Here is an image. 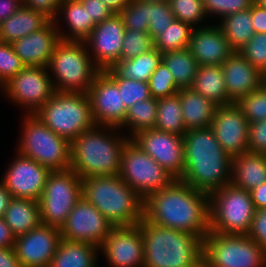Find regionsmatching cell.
I'll use <instances>...</instances> for the list:
<instances>
[{
    "instance_id": "ba28073f",
    "label": "cell",
    "mask_w": 266,
    "mask_h": 267,
    "mask_svg": "<svg viewBox=\"0 0 266 267\" xmlns=\"http://www.w3.org/2000/svg\"><path fill=\"white\" fill-rule=\"evenodd\" d=\"M210 197V232L247 235L256 212L251 193L227 184Z\"/></svg>"
},
{
    "instance_id": "484cf974",
    "label": "cell",
    "mask_w": 266,
    "mask_h": 267,
    "mask_svg": "<svg viewBox=\"0 0 266 267\" xmlns=\"http://www.w3.org/2000/svg\"><path fill=\"white\" fill-rule=\"evenodd\" d=\"M178 94L186 131L209 128L218 105L204 98L191 87L181 88Z\"/></svg>"
},
{
    "instance_id": "f1b7e54d",
    "label": "cell",
    "mask_w": 266,
    "mask_h": 267,
    "mask_svg": "<svg viewBox=\"0 0 266 267\" xmlns=\"http://www.w3.org/2000/svg\"><path fill=\"white\" fill-rule=\"evenodd\" d=\"M3 217L15 237L24 235L41 224L39 201L12 197Z\"/></svg>"
},
{
    "instance_id": "60d3db41",
    "label": "cell",
    "mask_w": 266,
    "mask_h": 267,
    "mask_svg": "<svg viewBox=\"0 0 266 267\" xmlns=\"http://www.w3.org/2000/svg\"><path fill=\"white\" fill-rule=\"evenodd\" d=\"M148 85L151 97L155 99L174 95L181 89L175 83L172 73L162 61L149 78Z\"/></svg>"
},
{
    "instance_id": "f907efd6",
    "label": "cell",
    "mask_w": 266,
    "mask_h": 267,
    "mask_svg": "<svg viewBox=\"0 0 266 267\" xmlns=\"http://www.w3.org/2000/svg\"><path fill=\"white\" fill-rule=\"evenodd\" d=\"M85 10L89 13L91 18L96 24L111 17L114 12L106 6L101 0H80Z\"/></svg>"
},
{
    "instance_id": "83f0119b",
    "label": "cell",
    "mask_w": 266,
    "mask_h": 267,
    "mask_svg": "<svg viewBox=\"0 0 266 267\" xmlns=\"http://www.w3.org/2000/svg\"><path fill=\"white\" fill-rule=\"evenodd\" d=\"M162 61V54L155 47L137 57L117 61L104 70L111 78L133 79L148 83L149 78Z\"/></svg>"
},
{
    "instance_id": "44dd1931",
    "label": "cell",
    "mask_w": 266,
    "mask_h": 267,
    "mask_svg": "<svg viewBox=\"0 0 266 267\" xmlns=\"http://www.w3.org/2000/svg\"><path fill=\"white\" fill-rule=\"evenodd\" d=\"M125 26L119 13L96 24L90 36L84 41L92 46L95 66L101 71L111 68L120 61Z\"/></svg>"
},
{
    "instance_id": "f35d334b",
    "label": "cell",
    "mask_w": 266,
    "mask_h": 267,
    "mask_svg": "<svg viewBox=\"0 0 266 267\" xmlns=\"http://www.w3.org/2000/svg\"><path fill=\"white\" fill-rule=\"evenodd\" d=\"M154 48V39L148 32L125 29L120 60H128Z\"/></svg>"
},
{
    "instance_id": "603a6c76",
    "label": "cell",
    "mask_w": 266,
    "mask_h": 267,
    "mask_svg": "<svg viewBox=\"0 0 266 267\" xmlns=\"http://www.w3.org/2000/svg\"><path fill=\"white\" fill-rule=\"evenodd\" d=\"M228 98L235 103L264 83V74L253 67L238 51L221 65Z\"/></svg>"
},
{
    "instance_id": "7c38bea8",
    "label": "cell",
    "mask_w": 266,
    "mask_h": 267,
    "mask_svg": "<svg viewBox=\"0 0 266 267\" xmlns=\"http://www.w3.org/2000/svg\"><path fill=\"white\" fill-rule=\"evenodd\" d=\"M119 176L144 200L176 179L131 139L122 151Z\"/></svg>"
},
{
    "instance_id": "5bb4252c",
    "label": "cell",
    "mask_w": 266,
    "mask_h": 267,
    "mask_svg": "<svg viewBox=\"0 0 266 267\" xmlns=\"http://www.w3.org/2000/svg\"><path fill=\"white\" fill-rule=\"evenodd\" d=\"M114 226L83 197L75 204L60 228L61 238L86 242L98 247L105 241Z\"/></svg>"
},
{
    "instance_id": "7a4b0ae2",
    "label": "cell",
    "mask_w": 266,
    "mask_h": 267,
    "mask_svg": "<svg viewBox=\"0 0 266 267\" xmlns=\"http://www.w3.org/2000/svg\"><path fill=\"white\" fill-rule=\"evenodd\" d=\"M183 141L185 169L180 180L208 194L231 183L232 156L210 127L186 131Z\"/></svg>"
},
{
    "instance_id": "d4e9b609",
    "label": "cell",
    "mask_w": 266,
    "mask_h": 267,
    "mask_svg": "<svg viewBox=\"0 0 266 267\" xmlns=\"http://www.w3.org/2000/svg\"><path fill=\"white\" fill-rule=\"evenodd\" d=\"M231 184L251 191L266 182V154L246 152L232 157Z\"/></svg>"
},
{
    "instance_id": "f5cc1de1",
    "label": "cell",
    "mask_w": 266,
    "mask_h": 267,
    "mask_svg": "<svg viewBox=\"0 0 266 267\" xmlns=\"http://www.w3.org/2000/svg\"><path fill=\"white\" fill-rule=\"evenodd\" d=\"M252 25L255 33H266V8L256 3L251 6Z\"/></svg>"
},
{
    "instance_id": "8fae6325",
    "label": "cell",
    "mask_w": 266,
    "mask_h": 267,
    "mask_svg": "<svg viewBox=\"0 0 266 267\" xmlns=\"http://www.w3.org/2000/svg\"><path fill=\"white\" fill-rule=\"evenodd\" d=\"M81 198L82 179L75 171H51L39 199L41 223L60 229Z\"/></svg>"
},
{
    "instance_id": "4316f807",
    "label": "cell",
    "mask_w": 266,
    "mask_h": 267,
    "mask_svg": "<svg viewBox=\"0 0 266 267\" xmlns=\"http://www.w3.org/2000/svg\"><path fill=\"white\" fill-rule=\"evenodd\" d=\"M52 19L45 13L22 6L0 24V41L13 43L45 27Z\"/></svg>"
},
{
    "instance_id": "2e32d148",
    "label": "cell",
    "mask_w": 266,
    "mask_h": 267,
    "mask_svg": "<svg viewBox=\"0 0 266 267\" xmlns=\"http://www.w3.org/2000/svg\"><path fill=\"white\" fill-rule=\"evenodd\" d=\"M47 67L25 66L1 87L16 103L32 109L35 114L52 96L54 88Z\"/></svg>"
},
{
    "instance_id": "4fadbf2b",
    "label": "cell",
    "mask_w": 266,
    "mask_h": 267,
    "mask_svg": "<svg viewBox=\"0 0 266 267\" xmlns=\"http://www.w3.org/2000/svg\"><path fill=\"white\" fill-rule=\"evenodd\" d=\"M131 139L176 179L182 177L185 169L183 136L147 129L139 131Z\"/></svg>"
},
{
    "instance_id": "74e56055",
    "label": "cell",
    "mask_w": 266,
    "mask_h": 267,
    "mask_svg": "<svg viewBox=\"0 0 266 267\" xmlns=\"http://www.w3.org/2000/svg\"><path fill=\"white\" fill-rule=\"evenodd\" d=\"M235 105L244 114L249 124L266 120V86L263 83L258 89L239 98Z\"/></svg>"
},
{
    "instance_id": "52a82bcc",
    "label": "cell",
    "mask_w": 266,
    "mask_h": 267,
    "mask_svg": "<svg viewBox=\"0 0 266 267\" xmlns=\"http://www.w3.org/2000/svg\"><path fill=\"white\" fill-rule=\"evenodd\" d=\"M83 41L60 40L52 53L47 68H52L58 83L54 91L88 93L95 76L101 71L93 64ZM94 65V66H93ZM58 85V86H57Z\"/></svg>"
},
{
    "instance_id": "6125c7cd",
    "label": "cell",
    "mask_w": 266,
    "mask_h": 267,
    "mask_svg": "<svg viewBox=\"0 0 266 267\" xmlns=\"http://www.w3.org/2000/svg\"><path fill=\"white\" fill-rule=\"evenodd\" d=\"M141 1H147V2H169V0H141Z\"/></svg>"
},
{
    "instance_id": "f546056e",
    "label": "cell",
    "mask_w": 266,
    "mask_h": 267,
    "mask_svg": "<svg viewBox=\"0 0 266 267\" xmlns=\"http://www.w3.org/2000/svg\"><path fill=\"white\" fill-rule=\"evenodd\" d=\"M191 88L218 106L233 104L226 92L221 65L199 66Z\"/></svg>"
},
{
    "instance_id": "d6a6232c",
    "label": "cell",
    "mask_w": 266,
    "mask_h": 267,
    "mask_svg": "<svg viewBox=\"0 0 266 267\" xmlns=\"http://www.w3.org/2000/svg\"><path fill=\"white\" fill-rule=\"evenodd\" d=\"M219 27L230 47L239 51L255 34L251 8L226 15Z\"/></svg>"
},
{
    "instance_id": "9a60e30c",
    "label": "cell",
    "mask_w": 266,
    "mask_h": 267,
    "mask_svg": "<svg viewBox=\"0 0 266 267\" xmlns=\"http://www.w3.org/2000/svg\"><path fill=\"white\" fill-rule=\"evenodd\" d=\"M91 113L95 125L112 128L124 126L127 108L122 101L118 84L105 72L100 71L88 90Z\"/></svg>"
},
{
    "instance_id": "e575fe53",
    "label": "cell",
    "mask_w": 266,
    "mask_h": 267,
    "mask_svg": "<svg viewBox=\"0 0 266 267\" xmlns=\"http://www.w3.org/2000/svg\"><path fill=\"white\" fill-rule=\"evenodd\" d=\"M154 129L184 136L186 128L178 93L158 99L157 119Z\"/></svg>"
},
{
    "instance_id": "1f68e13d",
    "label": "cell",
    "mask_w": 266,
    "mask_h": 267,
    "mask_svg": "<svg viewBox=\"0 0 266 267\" xmlns=\"http://www.w3.org/2000/svg\"><path fill=\"white\" fill-rule=\"evenodd\" d=\"M64 8V9H62ZM62 10L66 15L67 24L71 28V35L59 34L61 40L65 41H85L96 23L89 18V13L83 7L80 0H61L58 11Z\"/></svg>"
},
{
    "instance_id": "4dcf8cb0",
    "label": "cell",
    "mask_w": 266,
    "mask_h": 267,
    "mask_svg": "<svg viewBox=\"0 0 266 267\" xmlns=\"http://www.w3.org/2000/svg\"><path fill=\"white\" fill-rule=\"evenodd\" d=\"M99 248L90 243L61 238L49 267H95V254Z\"/></svg>"
},
{
    "instance_id": "ffe728a7",
    "label": "cell",
    "mask_w": 266,
    "mask_h": 267,
    "mask_svg": "<svg viewBox=\"0 0 266 267\" xmlns=\"http://www.w3.org/2000/svg\"><path fill=\"white\" fill-rule=\"evenodd\" d=\"M101 247L113 267H144V242L140 223L114 227Z\"/></svg>"
},
{
    "instance_id": "11a10c76",
    "label": "cell",
    "mask_w": 266,
    "mask_h": 267,
    "mask_svg": "<svg viewBox=\"0 0 266 267\" xmlns=\"http://www.w3.org/2000/svg\"><path fill=\"white\" fill-rule=\"evenodd\" d=\"M16 237L6 224L4 217H0V247L14 248Z\"/></svg>"
},
{
    "instance_id": "d590c367",
    "label": "cell",
    "mask_w": 266,
    "mask_h": 267,
    "mask_svg": "<svg viewBox=\"0 0 266 267\" xmlns=\"http://www.w3.org/2000/svg\"><path fill=\"white\" fill-rule=\"evenodd\" d=\"M192 30L189 23L174 19L154 40V47L161 54L189 48Z\"/></svg>"
},
{
    "instance_id": "e0dca14e",
    "label": "cell",
    "mask_w": 266,
    "mask_h": 267,
    "mask_svg": "<svg viewBox=\"0 0 266 267\" xmlns=\"http://www.w3.org/2000/svg\"><path fill=\"white\" fill-rule=\"evenodd\" d=\"M60 240L59 228L41 223L16 237L14 249L22 267H49Z\"/></svg>"
},
{
    "instance_id": "c3c4849f",
    "label": "cell",
    "mask_w": 266,
    "mask_h": 267,
    "mask_svg": "<svg viewBox=\"0 0 266 267\" xmlns=\"http://www.w3.org/2000/svg\"><path fill=\"white\" fill-rule=\"evenodd\" d=\"M247 136L248 152L266 154V120L251 123Z\"/></svg>"
},
{
    "instance_id": "be15d7a7",
    "label": "cell",
    "mask_w": 266,
    "mask_h": 267,
    "mask_svg": "<svg viewBox=\"0 0 266 267\" xmlns=\"http://www.w3.org/2000/svg\"><path fill=\"white\" fill-rule=\"evenodd\" d=\"M264 84H265V86H266V76H264Z\"/></svg>"
},
{
    "instance_id": "cb8c5ba5",
    "label": "cell",
    "mask_w": 266,
    "mask_h": 267,
    "mask_svg": "<svg viewBox=\"0 0 266 267\" xmlns=\"http://www.w3.org/2000/svg\"><path fill=\"white\" fill-rule=\"evenodd\" d=\"M188 49L199 66L222 65L234 52L219 26L193 28Z\"/></svg>"
},
{
    "instance_id": "f6af8a7d",
    "label": "cell",
    "mask_w": 266,
    "mask_h": 267,
    "mask_svg": "<svg viewBox=\"0 0 266 267\" xmlns=\"http://www.w3.org/2000/svg\"><path fill=\"white\" fill-rule=\"evenodd\" d=\"M148 33L155 40L175 19L169 2H149Z\"/></svg>"
},
{
    "instance_id": "30bf717a",
    "label": "cell",
    "mask_w": 266,
    "mask_h": 267,
    "mask_svg": "<svg viewBox=\"0 0 266 267\" xmlns=\"http://www.w3.org/2000/svg\"><path fill=\"white\" fill-rule=\"evenodd\" d=\"M202 262L203 267H264L266 251L248 235L209 232Z\"/></svg>"
},
{
    "instance_id": "7bdbcfd3",
    "label": "cell",
    "mask_w": 266,
    "mask_h": 267,
    "mask_svg": "<svg viewBox=\"0 0 266 267\" xmlns=\"http://www.w3.org/2000/svg\"><path fill=\"white\" fill-rule=\"evenodd\" d=\"M169 4L175 19L191 26L206 16L203 0H169Z\"/></svg>"
},
{
    "instance_id": "681fc988",
    "label": "cell",
    "mask_w": 266,
    "mask_h": 267,
    "mask_svg": "<svg viewBox=\"0 0 266 267\" xmlns=\"http://www.w3.org/2000/svg\"><path fill=\"white\" fill-rule=\"evenodd\" d=\"M247 235L266 251V209L256 210Z\"/></svg>"
},
{
    "instance_id": "8d00e7d4",
    "label": "cell",
    "mask_w": 266,
    "mask_h": 267,
    "mask_svg": "<svg viewBox=\"0 0 266 267\" xmlns=\"http://www.w3.org/2000/svg\"><path fill=\"white\" fill-rule=\"evenodd\" d=\"M158 99L153 97L134 103L127 108L124 126L129 125L133 135L142 130L154 129L157 119Z\"/></svg>"
},
{
    "instance_id": "6da1fadb",
    "label": "cell",
    "mask_w": 266,
    "mask_h": 267,
    "mask_svg": "<svg viewBox=\"0 0 266 267\" xmlns=\"http://www.w3.org/2000/svg\"><path fill=\"white\" fill-rule=\"evenodd\" d=\"M144 218L154 224L196 234L202 241L210 232V197L175 179L144 200Z\"/></svg>"
},
{
    "instance_id": "7402d4cb",
    "label": "cell",
    "mask_w": 266,
    "mask_h": 267,
    "mask_svg": "<svg viewBox=\"0 0 266 267\" xmlns=\"http://www.w3.org/2000/svg\"><path fill=\"white\" fill-rule=\"evenodd\" d=\"M55 20L42 29L14 41L12 46L25 66L47 67L56 44L61 40Z\"/></svg>"
},
{
    "instance_id": "ab89813d",
    "label": "cell",
    "mask_w": 266,
    "mask_h": 267,
    "mask_svg": "<svg viewBox=\"0 0 266 267\" xmlns=\"http://www.w3.org/2000/svg\"><path fill=\"white\" fill-rule=\"evenodd\" d=\"M125 29L148 32L149 29V2L130 0L128 5L119 12Z\"/></svg>"
},
{
    "instance_id": "5b68a950",
    "label": "cell",
    "mask_w": 266,
    "mask_h": 267,
    "mask_svg": "<svg viewBox=\"0 0 266 267\" xmlns=\"http://www.w3.org/2000/svg\"><path fill=\"white\" fill-rule=\"evenodd\" d=\"M98 126L80 134L71 142V165L81 179L119 175L121 155L130 138H113L97 131Z\"/></svg>"
},
{
    "instance_id": "b9f144b4",
    "label": "cell",
    "mask_w": 266,
    "mask_h": 267,
    "mask_svg": "<svg viewBox=\"0 0 266 267\" xmlns=\"http://www.w3.org/2000/svg\"><path fill=\"white\" fill-rule=\"evenodd\" d=\"M253 67L266 73V33L254 36L238 51Z\"/></svg>"
},
{
    "instance_id": "816d5d0a",
    "label": "cell",
    "mask_w": 266,
    "mask_h": 267,
    "mask_svg": "<svg viewBox=\"0 0 266 267\" xmlns=\"http://www.w3.org/2000/svg\"><path fill=\"white\" fill-rule=\"evenodd\" d=\"M60 2L61 0H22L23 6L43 12L52 20L57 18Z\"/></svg>"
},
{
    "instance_id": "9c48e42d",
    "label": "cell",
    "mask_w": 266,
    "mask_h": 267,
    "mask_svg": "<svg viewBox=\"0 0 266 267\" xmlns=\"http://www.w3.org/2000/svg\"><path fill=\"white\" fill-rule=\"evenodd\" d=\"M19 151L50 171H62L71 165V142L55 134L36 115L28 114Z\"/></svg>"
},
{
    "instance_id": "8992f818",
    "label": "cell",
    "mask_w": 266,
    "mask_h": 267,
    "mask_svg": "<svg viewBox=\"0 0 266 267\" xmlns=\"http://www.w3.org/2000/svg\"><path fill=\"white\" fill-rule=\"evenodd\" d=\"M34 115L70 142L95 126L87 93L54 91Z\"/></svg>"
},
{
    "instance_id": "ac0fdd59",
    "label": "cell",
    "mask_w": 266,
    "mask_h": 267,
    "mask_svg": "<svg viewBox=\"0 0 266 267\" xmlns=\"http://www.w3.org/2000/svg\"><path fill=\"white\" fill-rule=\"evenodd\" d=\"M50 172L48 168L35 160L19 153L1 183L14 198L39 201Z\"/></svg>"
},
{
    "instance_id": "836d02e7",
    "label": "cell",
    "mask_w": 266,
    "mask_h": 267,
    "mask_svg": "<svg viewBox=\"0 0 266 267\" xmlns=\"http://www.w3.org/2000/svg\"><path fill=\"white\" fill-rule=\"evenodd\" d=\"M162 62L180 88H189L193 85L199 65L188 48L162 54Z\"/></svg>"
},
{
    "instance_id": "bcb514c9",
    "label": "cell",
    "mask_w": 266,
    "mask_h": 267,
    "mask_svg": "<svg viewBox=\"0 0 266 267\" xmlns=\"http://www.w3.org/2000/svg\"><path fill=\"white\" fill-rule=\"evenodd\" d=\"M25 65L15 53L12 43L0 41V86L6 84Z\"/></svg>"
},
{
    "instance_id": "3957f363",
    "label": "cell",
    "mask_w": 266,
    "mask_h": 267,
    "mask_svg": "<svg viewBox=\"0 0 266 267\" xmlns=\"http://www.w3.org/2000/svg\"><path fill=\"white\" fill-rule=\"evenodd\" d=\"M144 267H203V241L193 233L140 222Z\"/></svg>"
},
{
    "instance_id": "277c9868",
    "label": "cell",
    "mask_w": 266,
    "mask_h": 267,
    "mask_svg": "<svg viewBox=\"0 0 266 267\" xmlns=\"http://www.w3.org/2000/svg\"><path fill=\"white\" fill-rule=\"evenodd\" d=\"M82 197L114 227L138 225L144 218V199L119 175L82 179Z\"/></svg>"
},
{
    "instance_id": "db71d44e",
    "label": "cell",
    "mask_w": 266,
    "mask_h": 267,
    "mask_svg": "<svg viewBox=\"0 0 266 267\" xmlns=\"http://www.w3.org/2000/svg\"><path fill=\"white\" fill-rule=\"evenodd\" d=\"M22 6V0H0V24Z\"/></svg>"
},
{
    "instance_id": "91938a15",
    "label": "cell",
    "mask_w": 266,
    "mask_h": 267,
    "mask_svg": "<svg viewBox=\"0 0 266 267\" xmlns=\"http://www.w3.org/2000/svg\"><path fill=\"white\" fill-rule=\"evenodd\" d=\"M114 13L122 11L130 2V0H101Z\"/></svg>"
},
{
    "instance_id": "94428289",
    "label": "cell",
    "mask_w": 266,
    "mask_h": 267,
    "mask_svg": "<svg viewBox=\"0 0 266 267\" xmlns=\"http://www.w3.org/2000/svg\"><path fill=\"white\" fill-rule=\"evenodd\" d=\"M254 3L259 5L260 7L266 8V0H254Z\"/></svg>"
},
{
    "instance_id": "680465c9",
    "label": "cell",
    "mask_w": 266,
    "mask_h": 267,
    "mask_svg": "<svg viewBox=\"0 0 266 267\" xmlns=\"http://www.w3.org/2000/svg\"><path fill=\"white\" fill-rule=\"evenodd\" d=\"M12 198L9 190L0 182V217H3Z\"/></svg>"
},
{
    "instance_id": "9f6ffc18",
    "label": "cell",
    "mask_w": 266,
    "mask_h": 267,
    "mask_svg": "<svg viewBox=\"0 0 266 267\" xmlns=\"http://www.w3.org/2000/svg\"><path fill=\"white\" fill-rule=\"evenodd\" d=\"M0 267H22L14 248L0 247Z\"/></svg>"
},
{
    "instance_id": "d6986e66",
    "label": "cell",
    "mask_w": 266,
    "mask_h": 267,
    "mask_svg": "<svg viewBox=\"0 0 266 267\" xmlns=\"http://www.w3.org/2000/svg\"><path fill=\"white\" fill-rule=\"evenodd\" d=\"M249 121L233 104L218 106L210 128L222 148L232 157L248 152Z\"/></svg>"
},
{
    "instance_id": "6f0895ef",
    "label": "cell",
    "mask_w": 266,
    "mask_h": 267,
    "mask_svg": "<svg viewBox=\"0 0 266 267\" xmlns=\"http://www.w3.org/2000/svg\"><path fill=\"white\" fill-rule=\"evenodd\" d=\"M256 210L266 209V182L250 191Z\"/></svg>"
},
{
    "instance_id": "ee69618b",
    "label": "cell",
    "mask_w": 266,
    "mask_h": 267,
    "mask_svg": "<svg viewBox=\"0 0 266 267\" xmlns=\"http://www.w3.org/2000/svg\"><path fill=\"white\" fill-rule=\"evenodd\" d=\"M112 79L118 84L122 101L124 102L126 108H129L134 103L151 98L149 85L146 82L125 78Z\"/></svg>"
},
{
    "instance_id": "7dc6e473",
    "label": "cell",
    "mask_w": 266,
    "mask_h": 267,
    "mask_svg": "<svg viewBox=\"0 0 266 267\" xmlns=\"http://www.w3.org/2000/svg\"><path fill=\"white\" fill-rule=\"evenodd\" d=\"M206 14L213 13L222 18L226 15L251 8L254 0H203Z\"/></svg>"
}]
</instances>
